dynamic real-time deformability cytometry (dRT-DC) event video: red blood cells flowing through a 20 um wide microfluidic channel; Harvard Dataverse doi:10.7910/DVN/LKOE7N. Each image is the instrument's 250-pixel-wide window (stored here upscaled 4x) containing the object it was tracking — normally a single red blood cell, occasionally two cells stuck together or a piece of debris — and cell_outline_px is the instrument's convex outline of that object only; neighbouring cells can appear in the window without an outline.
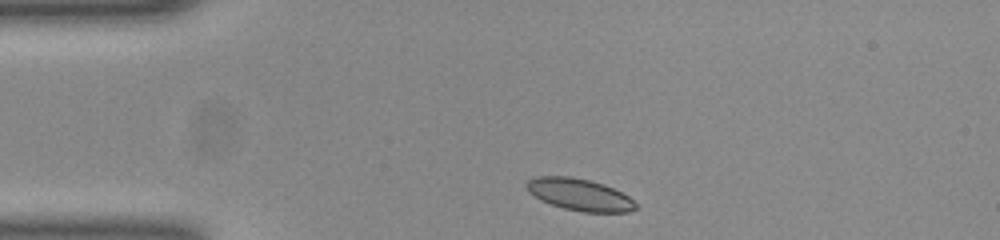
{"species": "common noctule bat (a hibernating species)", "species_latin": "Nyctalus noctula", "temperature_condition": "room temperature", "stored_images_in_passage": 34, "camera_frame_rate_fps": 3000, "um_per_image_px": 0.085, "animal": {"sex": "female", "body_mass_g": 23.0, "forearm_length_mm": 53.4}, "frame": {"image": 1, "passage_image": 1, "time_ms": 0.0, "image_size_px": [1000, 240], "cell_outline_px": [[640, 208], [628, 212], [580, 212], [564, 208], [540, 200], [528, 192], [528, 180], [536, 176], [572, 176], [604, 184], [628, 196]], "centroid_in_image_um": [49.28, 16.55], "position_along_channel_um": 35.7, "area_um2": 20.23}}
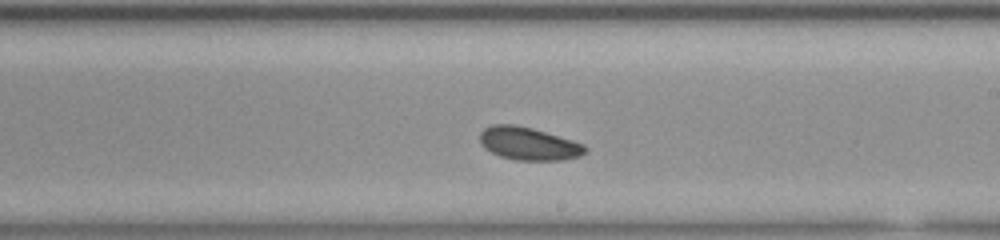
{"frame": {"image": 2, "passage_image": 20, "time_ms": 6.333, "image_size_px": [1000, 240], "cell_outline_px": [[588, 152], [580, 156], [564, 160], [516, 160], [500, 156], [484, 148], [480, 144], [480, 132], [484, 128], [492, 124], [512, 124], [532, 128], [572, 140], [584, 144], [588, 148]], "centroid_in_image_um": [44.94, 12.21], "position_along_channel_um": 244.1, "area_um2": 20.29}}
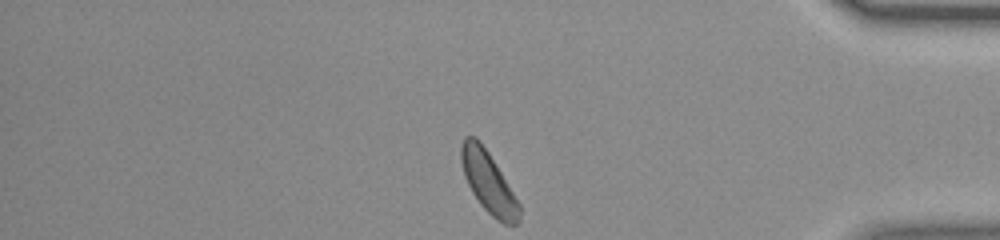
{"frame": {"image": 3, "passage_image": 34, "time_ms": 11.0, "image_size_px": [1000, 240], "cell_outline_px": [[520, 220], [516, 224], [504, 224], [496, 220], [480, 204], [472, 192], [464, 176], [460, 160], [460, 144], [464, 136], [476, 136], [480, 140], [488, 152], [520, 204]], "centroid_in_image_um": [41.49, 15.47], "position_along_channel_um": 393.7, "area_um2": 20.69}, "authors_computed_cell_mechanics": {"area_um2": 20.2589, "velocity_mm_per_s": 3.8692, "shape_relaxation_time_tau1_ms": 4.1321, "shape_relaxation_time_tau2_ms": null, "deformation_change_tau1": 0.0999, "deformation_change_tau2": null}}